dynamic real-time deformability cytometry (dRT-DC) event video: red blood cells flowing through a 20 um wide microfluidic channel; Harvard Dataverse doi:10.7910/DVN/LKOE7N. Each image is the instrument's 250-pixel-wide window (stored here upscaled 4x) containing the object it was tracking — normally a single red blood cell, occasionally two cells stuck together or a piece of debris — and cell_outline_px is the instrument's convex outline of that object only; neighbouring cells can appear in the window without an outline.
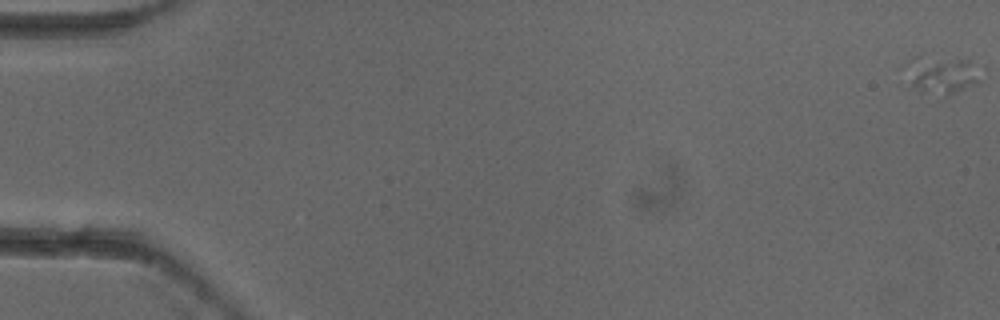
{"species": "common noctule bat (a hibernating species)", "species_latin": "Nyctalus noctula", "temperature_condition": "cold", "stored_images_in_passage": 7, "camera_frame_rate_fps": 3000, "um_per_image_px": 0.085, "animal": {"sex": "female"}, "frame": {"image": 1, "passage_image": 1, "time_ms": 0.0, "image_size_px": [1000, 320], "cell_outline_px": [[980, 80], [976, 84], [948, 96], [944, 96], [924, 92], [912, 84], [900, 68], [904, 60], [916, 56], [920, 56], [968, 60], [980, 72]], "centroid_in_image_um": [79.93, 6.33], "position_along_channel_um": 5.1, "area_um2": 16.82}}
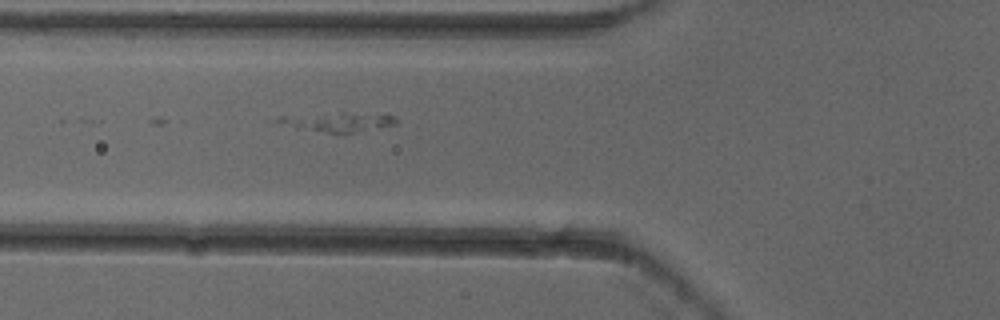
{"frame": {"image": 2, "passage_image": 7, "time_ms": 2.0, "image_size_px": [1000, 320], "cell_outline_px": [[396, 124], [344, 136], [296, 128], [276, 120], [280, 116], [392, 116], [396, 120]], "centroid_in_image_um": [28.74, 10.5], "position_along_channel_um": 97.1, "area_um2": 11.85}}